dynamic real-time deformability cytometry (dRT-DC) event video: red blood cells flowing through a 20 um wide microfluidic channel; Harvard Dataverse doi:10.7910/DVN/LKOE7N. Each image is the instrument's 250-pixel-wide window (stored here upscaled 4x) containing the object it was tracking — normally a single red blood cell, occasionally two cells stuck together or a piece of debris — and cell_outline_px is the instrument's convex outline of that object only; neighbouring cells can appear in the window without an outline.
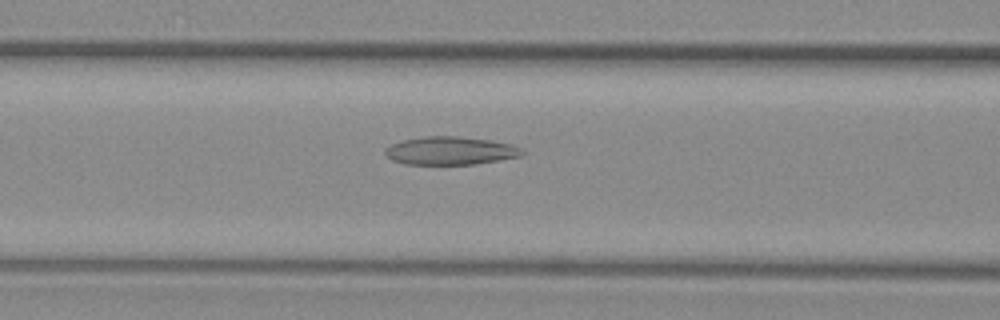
{"species": "common noctule bat (a hibernating species)", "species_latin": "Nyctalus noctula", "temperature_condition": "warm", "stored_images_in_passage": 48, "camera_frame_rate_fps": 3000, "um_per_image_px": 0.085, "animal": {"sex": "female", "body_mass_g": 29.2, "forearm_length_mm": 56.3}, "frame": {"image": 1, "passage_image": 16, "time_ms": 5.0, "image_size_px": [1000, 320], "cell_outline_px": [[524, 152], [520, 156], [500, 160], [476, 164], [404, 164], [392, 160], [384, 152], [384, 148], [392, 144], [404, 140], [424, 136], [460, 136], [492, 140], [512, 144], [520, 148]], "centroid_in_image_um": [38.29, 12.81], "position_along_channel_um": 128.3, "area_um2": 22.48}}
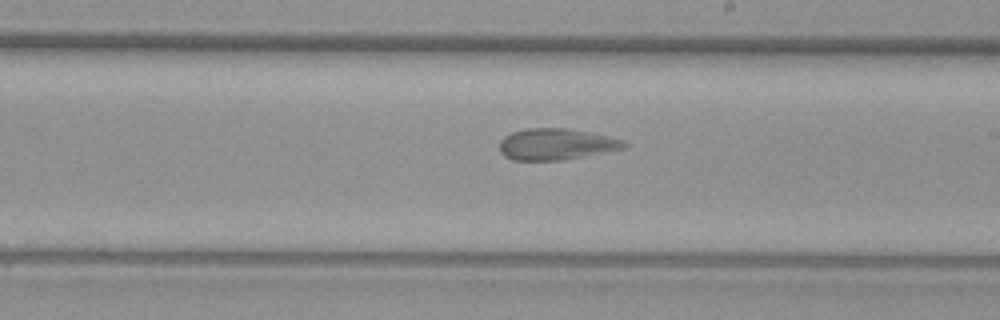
{"frame": {"image": 2, "passage_image": 25, "time_ms": 8.0, "image_size_px": [1000, 320], "cell_outline_px": [[628, 144], [624, 148], [564, 160], [512, 160], [504, 156], [500, 152], [500, 140], [504, 136], [512, 132], [528, 128], [568, 128], [608, 136], [620, 140]], "centroid_in_image_um": [47.22, 12.26], "position_along_channel_um": 241.8, "area_um2": 22.6}}
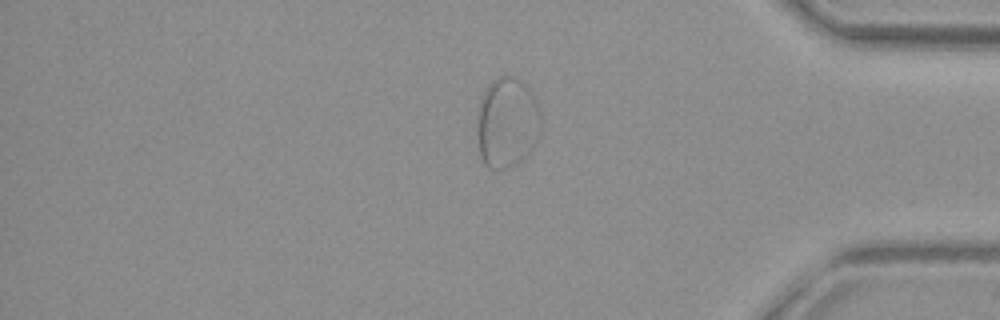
{"frame": {"image": 3, "passage_image": 39, "time_ms": 12.667, "image_size_px": [1000, 320], "cell_outline_px": [[540, 132], [532, 148], [516, 164], [508, 168], [496, 172], [488, 168], [484, 164], [480, 156], [476, 136], [476, 132], [480, 96], [488, 84], [492, 80], [500, 76], [516, 76], [528, 88], [536, 100], [540, 112]], "centroid_in_image_um": [43.06, 10.44], "position_along_channel_um": 392.1, "area_um2": 34.16}}